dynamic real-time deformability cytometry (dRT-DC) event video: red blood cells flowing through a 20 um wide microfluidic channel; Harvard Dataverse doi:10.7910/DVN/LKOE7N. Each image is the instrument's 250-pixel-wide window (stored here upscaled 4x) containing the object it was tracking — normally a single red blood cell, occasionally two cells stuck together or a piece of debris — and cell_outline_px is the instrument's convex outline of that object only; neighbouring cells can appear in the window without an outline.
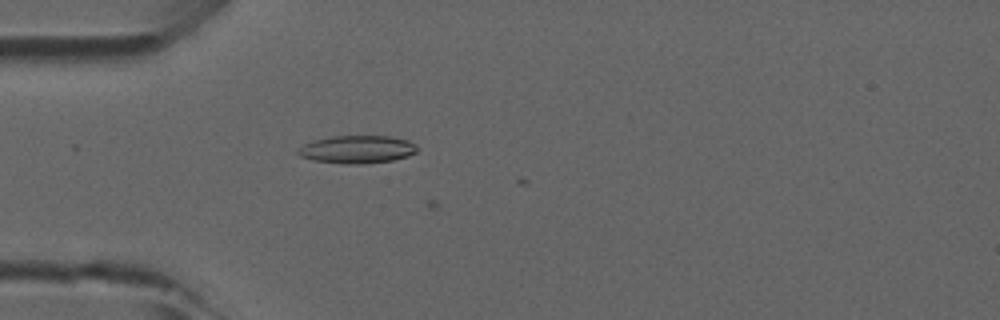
{"species": "common noctule bat (a hibernating species)", "species_latin": "Nyctalus noctula", "temperature_condition": "room temperature", "stored_images_in_passage": 9, "camera_frame_rate_fps": 3000, "um_per_image_px": 0.085, "animal": {"sex": "male", "forearm_length_mm": 52.5}, "frame": {"image": 1, "passage_image": 8, "time_ms": 2.333, "image_size_px": [1000, 320], "cell_outline_px": [[420, 148], [416, 152], [408, 156], [392, 160], [360, 164], [344, 164], [312, 160], [300, 156], [296, 152], [304, 144], [316, 140], [332, 136], [388, 136], [408, 140], [416, 144]], "centroid_in_image_um": [30.39, 12.7], "position_along_channel_um": 54.6, "area_um2": 19.31}}